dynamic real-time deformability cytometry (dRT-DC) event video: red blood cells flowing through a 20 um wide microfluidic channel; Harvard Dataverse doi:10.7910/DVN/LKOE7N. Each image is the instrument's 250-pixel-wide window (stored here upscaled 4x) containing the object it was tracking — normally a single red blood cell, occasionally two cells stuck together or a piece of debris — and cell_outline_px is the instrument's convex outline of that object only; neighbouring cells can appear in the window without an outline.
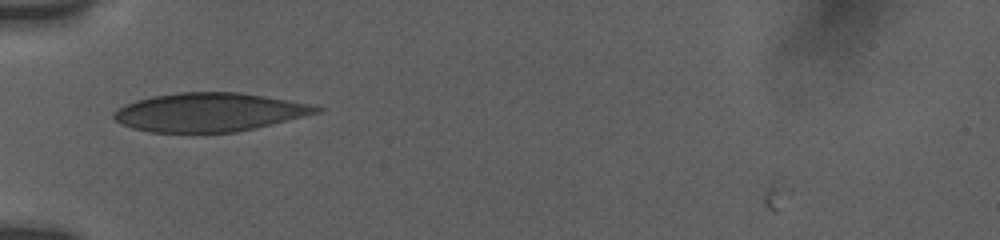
{"species": "human", "species_latin": "Homo sapiens", "temperature_condition": "room temperature", "stored_images_in_passage": 4, "camera_frame_rate_fps": 3000, "um_per_image_px": 0.085, "donor": {"sex": "female"}, "frame": {"image": 1, "passage_image": 1, "time_ms": 0.0, "image_size_px": [1000, 240], "cell_outline_px": [[324, 108], [320, 112], [256, 128], [236, 132], [152, 132], [132, 128], [120, 124], [112, 116], [112, 112], [124, 104], [136, 100], [152, 96], [180, 92], [240, 92], [264, 96], [308, 104]], "centroid_in_image_um": [17.74, 9.54], "position_along_channel_um": 67.3, "area_um2": 45.43}}
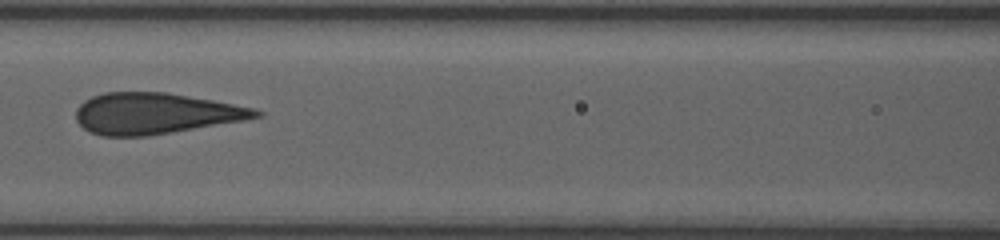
{"frame": {"image": 2, "passage_image": 3, "time_ms": 2.333, "image_size_px": [1000, 240], "cell_outline_px": [[264, 116], [244, 120], [148, 136], [100, 136], [88, 132], [76, 120], [76, 108], [84, 100], [92, 96], [104, 92], [164, 92], [212, 100], [256, 108], [264, 112]], "centroid_in_image_um": [13.19, 9.65], "position_along_channel_um": 153.4, "area_um2": 43.12}}
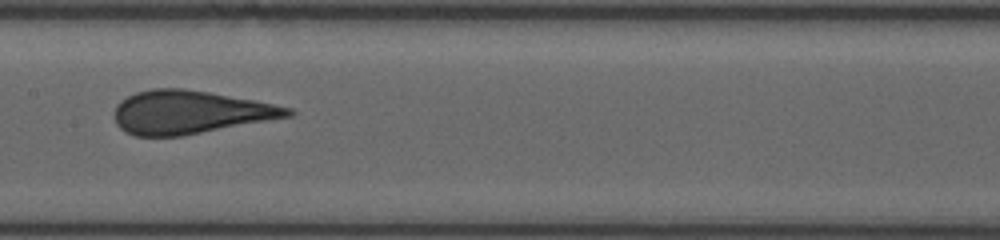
{"frame": {"image": 3, "passage_image": 4, "time_ms": 3.333, "image_size_px": [1000, 240], "cell_outline_px": [[296, 112], [292, 116], [184, 136], [136, 136], [124, 132], [116, 124], [116, 104], [120, 100], [136, 92], [152, 88], [184, 88], [208, 92], [252, 100], [292, 108]], "centroid_in_image_um": [16.14, 9.55], "position_along_channel_um": 191.3, "area_um2": 43.64}}